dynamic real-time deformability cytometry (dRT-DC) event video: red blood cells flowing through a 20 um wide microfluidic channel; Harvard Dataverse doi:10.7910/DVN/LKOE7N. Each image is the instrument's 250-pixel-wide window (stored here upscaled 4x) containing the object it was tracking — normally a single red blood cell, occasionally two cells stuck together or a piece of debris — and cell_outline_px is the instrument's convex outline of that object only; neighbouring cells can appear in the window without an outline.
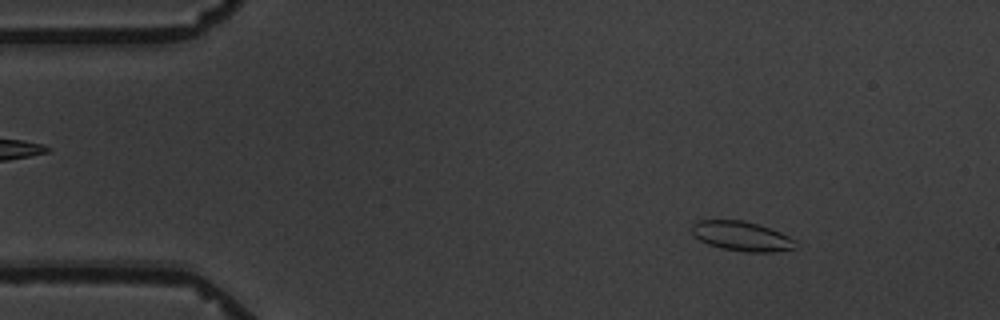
{"species": "common noctule bat (a hibernating species)", "species_latin": "Nyctalus noctula", "temperature_condition": "warm", "stored_images_in_passage": 5, "camera_frame_rate_fps": 3000, "um_per_image_px": 0.085, "animal": {"sex": "male", "body_mass_g": 19.5, "forearm_length_mm": 54.6}, "frame": {"image": 1, "passage_image": 3, "time_ms": 2.333, "image_size_px": [1000, 320], "cell_outline_px": [[796, 248], [772, 252], [744, 252], [720, 248], [708, 244], [700, 240], [692, 232], [692, 224], [700, 220], [744, 220], [780, 232], [796, 240]], "centroid_in_image_um": [63.05, 20.08], "position_along_channel_um": 22.0, "area_um2": 17.8}}